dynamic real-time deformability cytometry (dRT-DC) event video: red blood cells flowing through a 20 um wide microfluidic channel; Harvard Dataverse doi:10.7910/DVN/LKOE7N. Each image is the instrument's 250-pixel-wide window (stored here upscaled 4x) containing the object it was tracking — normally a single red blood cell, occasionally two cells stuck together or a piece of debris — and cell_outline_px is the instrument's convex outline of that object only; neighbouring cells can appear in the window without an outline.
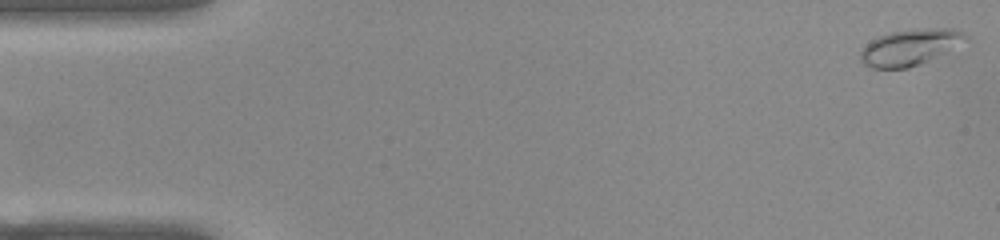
{"species": "common noctule bat (a hibernating species)", "species_latin": "Nyctalus noctula", "temperature_condition": "warm", "stored_images_in_passage": 48, "camera_frame_rate_fps": 3000, "um_per_image_px": 0.085, "animal": {"sex": "female", "body_mass_g": 22.0, "forearm_length_mm": 56.7}, "frame": {"image": 1, "passage_image": 1, "time_ms": 0.0, "image_size_px": [1000, 240], "cell_outline_px": [[968, 36], [944, 52], [920, 64], [908, 68], [872, 68], [864, 64], [860, 60], [860, 52], [872, 40], [880, 36], [892, 32], [916, 28], [952, 28]], "centroid_in_image_um": [77.27, 4.02], "position_along_channel_um": 7.7, "area_um2": 21.39}}
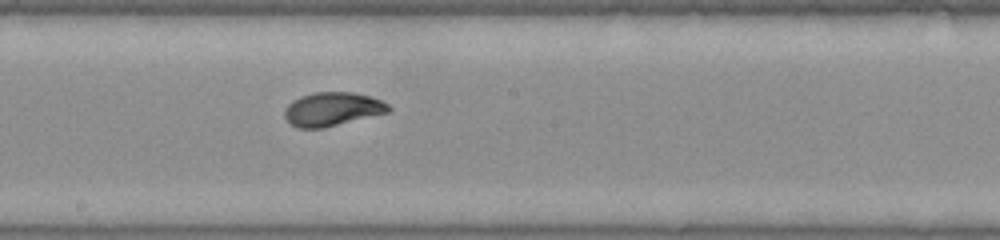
{"frame": {"image": 2, "passage_image": 28, "time_ms": 9.0, "image_size_px": [1000, 240], "cell_outline_px": [[392, 108], [388, 112], [324, 128], [296, 128], [284, 116], [284, 112], [288, 104], [292, 100], [300, 96], [316, 92], [352, 92], [368, 96], [380, 100], [388, 104]], "centroid_in_image_um": [28.23, 9.27], "position_along_channel_um": 220.0, "area_um2": 20.29}}
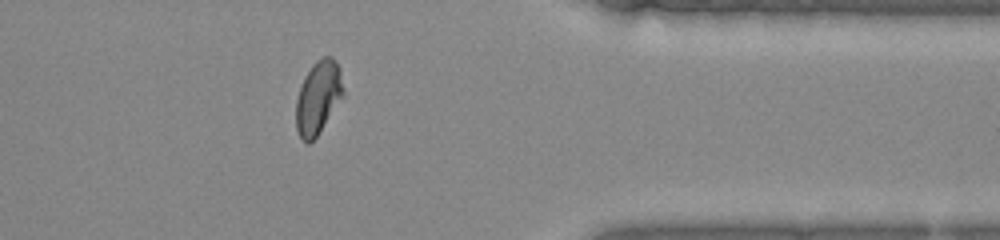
{"frame": {"image": 3, "passage_image": 42, "time_ms": 13.667, "image_size_px": [1000, 240], "cell_outline_px": [[344, 96], [316, 136], [308, 144], [300, 136], [296, 128], [296, 100], [304, 76], [312, 64], [320, 56], [332, 56], [336, 60], [340, 68], [344, 88]], "centroid_in_image_um": [27.06, 8.22], "position_along_channel_um": 384.3, "area_um2": 20.23}}